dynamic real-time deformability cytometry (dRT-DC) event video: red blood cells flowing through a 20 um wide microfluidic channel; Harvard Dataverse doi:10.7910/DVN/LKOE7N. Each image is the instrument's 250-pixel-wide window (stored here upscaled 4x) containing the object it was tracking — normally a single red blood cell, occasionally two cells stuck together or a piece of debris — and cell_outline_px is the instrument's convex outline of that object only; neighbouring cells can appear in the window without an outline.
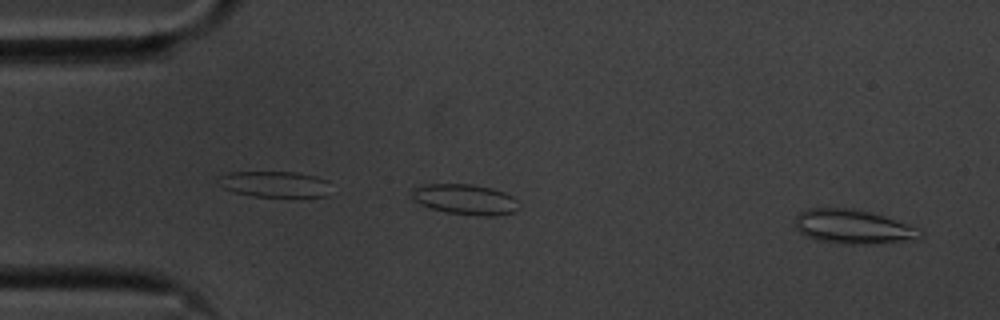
{"species": "common noctule bat (a hibernating species)", "species_latin": "Nyctalus noctula", "temperature_condition": "cold", "stored_images_in_passage": 16, "camera_frame_rate_fps": 3000, "um_per_image_px": 0.085, "animal": {"sex": "male", "body_mass_g": 20.1, "forearm_length_mm": 53.5}, "frame": {"image": 1, "passage_image": 2, "time_ms": 0.333, "image_size_px": [1000, 320], "cell_outline_px": [[924, 236], [908, 240], [880, 244], [844, 244], [816, 240], [804, 236], [796, 228], [796, 216], [800, 212], [808, 208], [852, 208], [884, 216], [920, 228], [924, 232]], "centroid_in_image_um": [72.53, 19.28], "position_along_channel_um": 12.5, "area_um2": 25.09}}
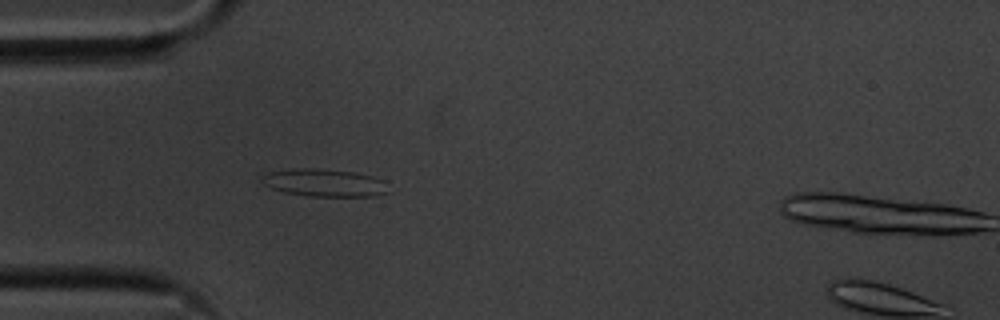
{"frame": {"image": 2, "passage_image": 15, "time_ms": 4.667, "image_size_px": [1000, 320], "cell_outline_px": [[392, 192], [376, 196], [308, 196], [284, 192], [272, 188], [264, 184], [260, 180], [268, 172], [292, 168], [316, 168], [356, 172], [388, 180]], "centroid_in_image_um": [27.69, 15.53], "position_along_channel_um": 57.3, "area_um2": 20.87}}